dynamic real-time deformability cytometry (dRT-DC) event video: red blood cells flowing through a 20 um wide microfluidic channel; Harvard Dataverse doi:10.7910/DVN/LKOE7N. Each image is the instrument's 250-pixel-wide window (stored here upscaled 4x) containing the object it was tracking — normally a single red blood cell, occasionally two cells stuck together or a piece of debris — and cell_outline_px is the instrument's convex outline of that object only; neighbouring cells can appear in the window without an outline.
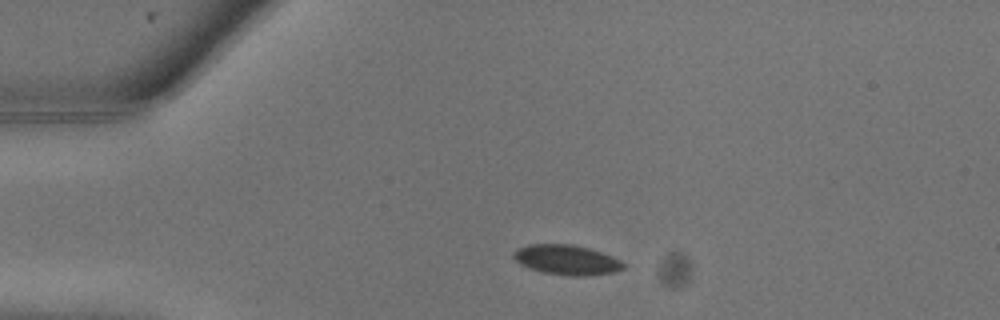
{"species": "common noctule bat (a hibernating species)", "species_latin": "Nyctalus noctula", "temperature_condition": "warm", "stored_images_in_passage": 3, "camera_frame_rate_fps": 3000, "um_per_image_px": 0.085, "animal": {"sex": "male", "body_mass_g": 13.3}, "frame": {"image": 1, "passage_image": 1, "time_ms": 0.0, "image_size_px": [1000, 320], "cell_outline_px": [[624, 268], [616, 272], [584, 276], [572, 276], [544, 272], [528, 268], [520, 264], [512, 256], [512, 252], [528, 244], [572, 244], [588, 248], [612, 256], [620, 260], [624, 264]], "centroid_in_image_um": [48.16, 22.09], "position_along_channel_um": 36.8, "area_um2": 19.07}}